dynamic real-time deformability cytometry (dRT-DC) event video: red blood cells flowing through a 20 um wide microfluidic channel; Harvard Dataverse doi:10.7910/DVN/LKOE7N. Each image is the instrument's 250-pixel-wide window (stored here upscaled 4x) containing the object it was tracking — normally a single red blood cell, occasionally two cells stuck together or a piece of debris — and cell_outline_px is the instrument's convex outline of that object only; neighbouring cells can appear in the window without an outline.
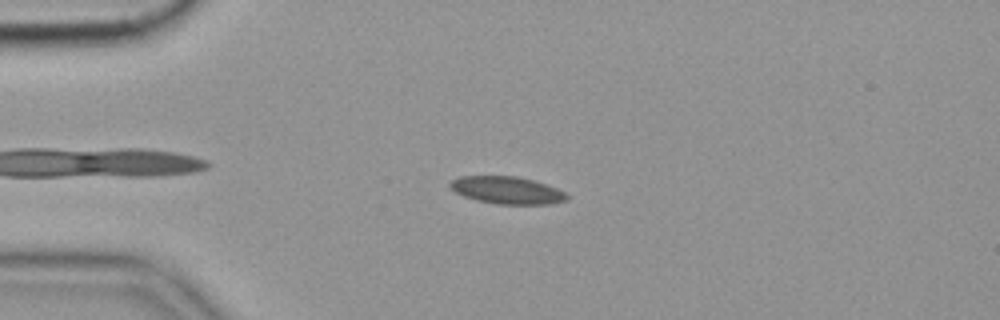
{"species": "common noctule bat (a hibernating species)", "species_latin": "Nyctalus noctula", "temperature_condition": "cold", "stored_images_in_passage": 52, "camera_frame_rate_fps": 3000, "um_per_image_px": 0.085, "animal": {"sex": "female", "body_mass_g": 19.9}, "frame": {"image": 1, "passage_image": 9, "time_ms": 2.667, "image_size_px": [1000, 320], "cell_outline_px": [[568, 200], [552, 204], [496, 204], [476, 200], [464, 196], [456, 192], [448, 184], [452, 180], [460, 176], [516, 176], [532, 180], [556, 188], [564, 192], [568, 196]], "centroid_in_image_um": [43.1, 16.17], "position_along_channel_um": 41.9, "area_um2": 18.5}}
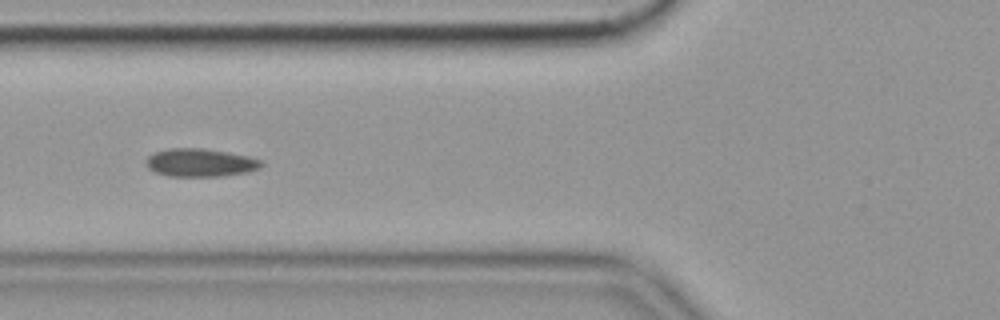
{"frame": {"image": 2, "passage_image": 17, "time_ms": 5.333, "image_size_px": [1000, 320], "cell_outline_px": [[264, 164], [260, 168], [248, 172], [220, 176], [172, 176], [156, 172], [148, 168], [144, 164], [144, 160], [148, 156], [156, 152], [168, 148], [200, 148], [228, 152], [248, 156], [260, 160]], "centroid_in_image_um": [17.01, 13.82], "position_along_channel_um": 108.8, "area_um2": 18.84}}
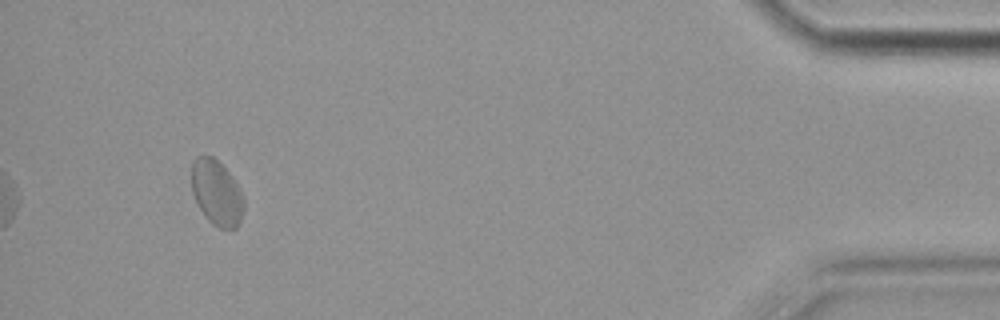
{"frame": {"image": 3, "passage_image": 49, "time_ms": 16.0, "image_size_px": [1000, 320], "cell_outline_px": [[244, 208], [240, 220], [236, 228], [220, 228], [212, 224], [208, 220], [200, 208], [192, 192], [192, 160], [196, 156], [212, 156], [232, 176], [244, 196]], "centroid_in_image_um": [18.42, 16.38], "position_along_channel_um": 416.8, "area_um2": 19.71}, "authors_computed_cell_mechanics": {"area_um2": 18.496, "velocity_mm_per_s": 3.505, "shape_relaxation_time_tau1_ms": null, "shape_relaxation_time_tau2_ms": 2.3859, "deformation_change_tau1": null, "deformation_change_tau2": 0.0611}}